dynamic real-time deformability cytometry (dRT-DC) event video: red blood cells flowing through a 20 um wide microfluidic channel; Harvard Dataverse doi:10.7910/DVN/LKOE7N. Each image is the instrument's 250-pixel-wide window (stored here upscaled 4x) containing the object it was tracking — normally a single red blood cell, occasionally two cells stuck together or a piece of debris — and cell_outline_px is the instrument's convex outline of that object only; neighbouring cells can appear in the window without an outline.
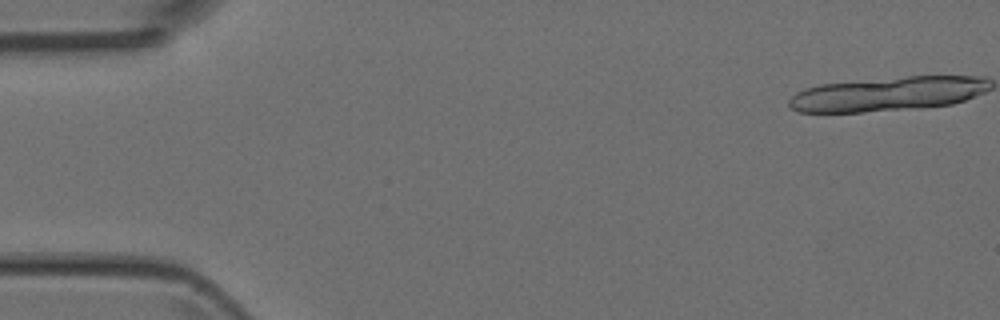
{"species": "Egyptian fruit bat (a non-hibernating species)", "species_latin": "Rousettus aegyptiacus", "temperature_condition": "room temperature", "stored_images_in_passage": 4, "segment_of_instrument_passage": [2, 2], "camera_frame_rate_fps": 3000, "um_per_image_px": 0.085, "animal": {"sex": "female"}, "frame": {"image": 1, "passage_image": 2, "time_ms": 0.333, "image_size_px": [1000, 320], "cell_outline_px": [[968, 96], [960, 100], [944, 104], [852, 112], [812, 112], [840, 84], [896, 84]], "centroid_in_image_um": [74.97, 8.32], "position_along_channel_um": 10.0, "area_um2": 20.98}}